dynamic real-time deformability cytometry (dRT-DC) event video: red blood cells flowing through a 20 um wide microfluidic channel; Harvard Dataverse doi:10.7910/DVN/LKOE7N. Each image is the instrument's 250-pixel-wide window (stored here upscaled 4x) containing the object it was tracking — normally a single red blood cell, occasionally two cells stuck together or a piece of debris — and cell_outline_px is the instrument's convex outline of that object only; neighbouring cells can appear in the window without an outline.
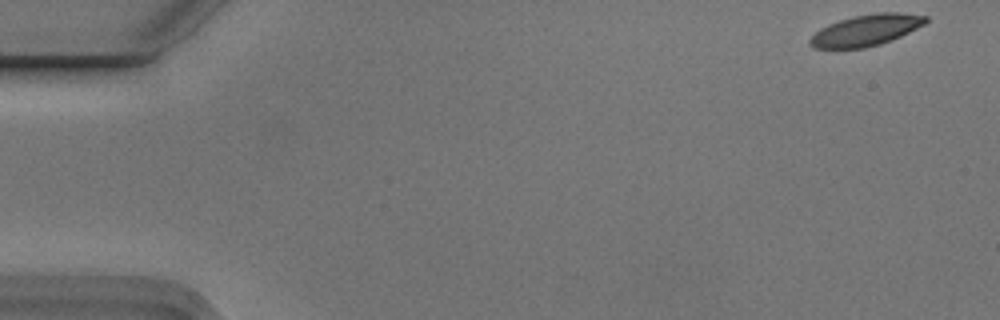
{"species": "Egyptian fruit bat (a non-hibernating species)", "species_latin": "Rousettus aegyptiacus", "temperature_condition": "cold", "stored_images_in_passage": 5, "camera_frame_rate_fps": 3000, "um_per_image_px": 0.085, "animal": {"sex": "male"}, "frame": {"image": 1, "passage_image": 1, "time_ms": 0.0, "image_size_px": [1000, 320], "cell_outline_px": [[928, 20], [924, 24], [900, 36], [880, 44], [864, 48], [812, 48], [808, 44], [808, 40], [820, 28], [828, 24], [852, 16], [876, 12], [900, 12], [928, 16]], "centroid_in_image_um": [73.59, 2.56], "position_along_channel_um": 11.4, "area_um2": 21.04}}
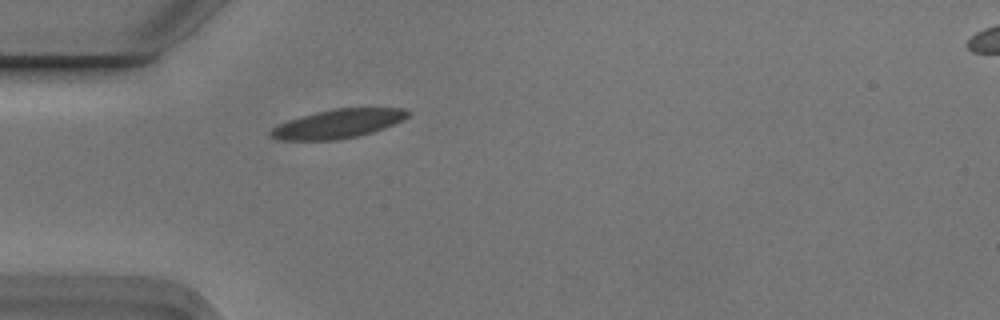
{"frame": {"image": 2, "passage_image": 5, "time_ms": 1.333, "image_size_px": [1000, 320], "cell_outline_px": [[412, 112], [404, 120], [384, 128], [372, 132], [356, 136], [336, 140], [276, 140], [268, 132], [272, 128], [288, 120], [300, 116], [332, 108], [404, 108]], "centroid_in_image_um": [28.74, 10.51], "position_along_channel_um": 56.3, "area_um2": 23.12}}